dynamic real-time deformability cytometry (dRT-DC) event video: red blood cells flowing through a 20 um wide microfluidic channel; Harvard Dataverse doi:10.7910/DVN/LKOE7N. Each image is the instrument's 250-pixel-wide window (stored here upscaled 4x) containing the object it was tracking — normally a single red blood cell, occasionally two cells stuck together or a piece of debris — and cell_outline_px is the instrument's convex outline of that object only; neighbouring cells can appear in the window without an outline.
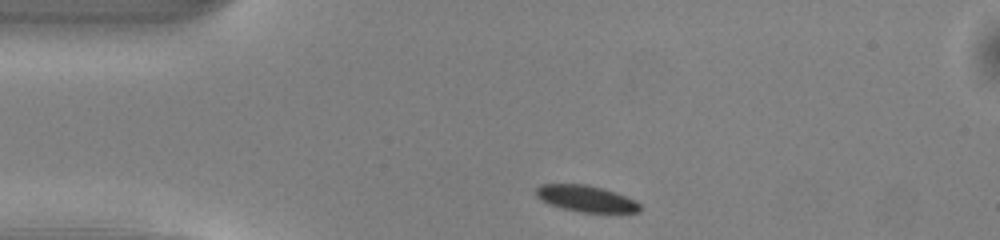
{"species": "common noctule bat (a hibernating species)", "species_latin": "Nyctalus noctula", "temperature_condition": "warm", "stored_images_in_passage": 41, "camera_frame_rate_fps": 3000, "um_per_image_px": 0.085, "animal": {"sex": "male", "body_mass_g": 13.0, "forearm_length_mm": 53.1}, "frame": {"image": 1, "passage_image": 1, "time_ms": 0.0, "image_size_px": [1000, 240], "cell_outline_px": [[644, 208], [640, 212], [580, 212], [564, 208], [540, 200], [536, 196], [536, 188], [540, 184], [588, 184], [604, 188], [616, 192], [636, 200]], "centroid_in_image_um": [49.87, 16.87], "position_along_channel_um": 35.1, "area_um2": 16.07}}
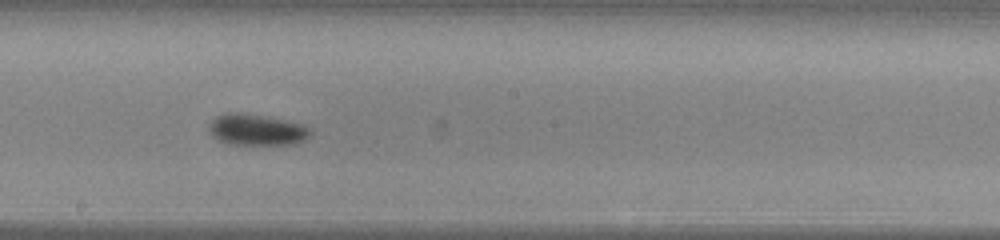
{"frame": {"image": 2, "passage_image": 18, "time_ms": 5.667, "image_size_px": [1000, 240], "cell_outline_px": [[312, 136], [304, 140], [292, 144], [228, 144], [216, 140], [212, 136], [208, 128], [208, 124], [216, 116], [228, 112], [236, 112], [288, 120], [304, 124], [312, 128]], "centroid_in_image_um": [21.83, 11.03], "position_along_channel_um": 226.4, "area_um2": 18.73}}
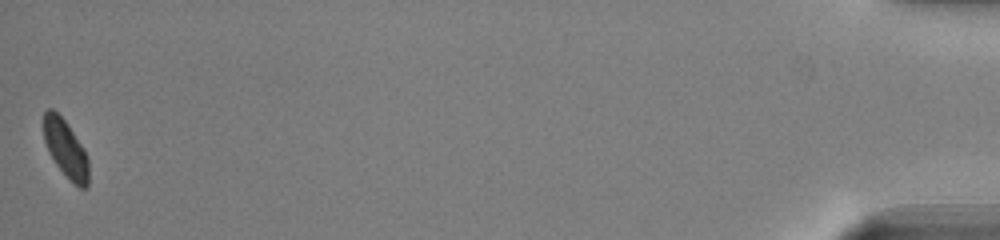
{"frame": {"image": 3, "passage_image": 41, "time_ms": 13.333, "image_size_px": [1000, 240], "cell_outline_px": [[88, 188], [80, 188], [56, 164], [48, 152], [44, 140], [44, 112], [48, 108], [52, 108], [68, 124], [84, 148], [88, 156]], "centroid_in_image_um": [5.59, 12.61], "position_along_channel_um": 429.6, "area_um2": 14.91}, "authors_computed_cell_mechanics": {"area_um2": 16.8198, "velocity_mm_per_s": 4.0126, "shape_relaxation_time_tau1_ms": 1.355, "shape_relaxation_time_tau2_ms": null, "deformation_change_tau1": 0.0723, "deformation_change_tau2": null}}